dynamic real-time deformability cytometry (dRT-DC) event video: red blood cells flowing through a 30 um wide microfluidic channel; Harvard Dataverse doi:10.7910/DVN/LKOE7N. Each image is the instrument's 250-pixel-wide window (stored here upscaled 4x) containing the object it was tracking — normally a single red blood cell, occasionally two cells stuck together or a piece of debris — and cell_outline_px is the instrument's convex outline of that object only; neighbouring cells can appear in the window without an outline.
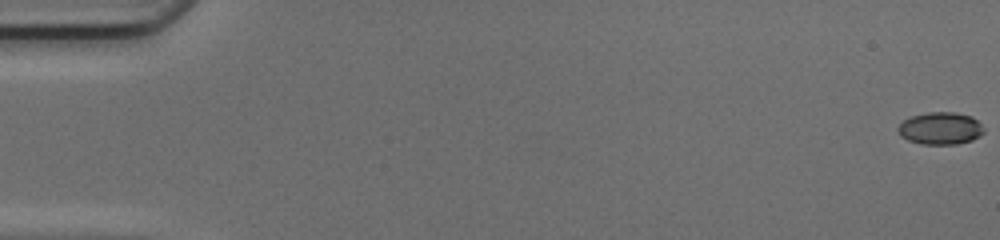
{"species": "common noctule bat (a hibernating species)", "species_latin": "Nyctalus noctula", "temperature_condition": "cold", "stored_images_in_passage": 51, "camera_frame_rate_fps": 3000, "um_per_image_px": 0.085, "animal": {"sex": "female", "body_mass_g": 17.0, "forearm_length_mm": 48.0}, "frame": {"image": 1, "passage_image": 1, "time_ms": 0.0, "image_size_px": [1000, 240], "cell_outline_px": [[984, 132], [980, 136], [972, 140], [956, 144], [924, 144], [908, 140], [900, 136], [896, 128], [904, 120], [912, 116], [928, 112], [956, 112], [972, 116], [980, 124]], "centroid_in_image_um": [79.92, 10.91], "position_along_channel_um": 5.1, "area_um2": 16.13}}
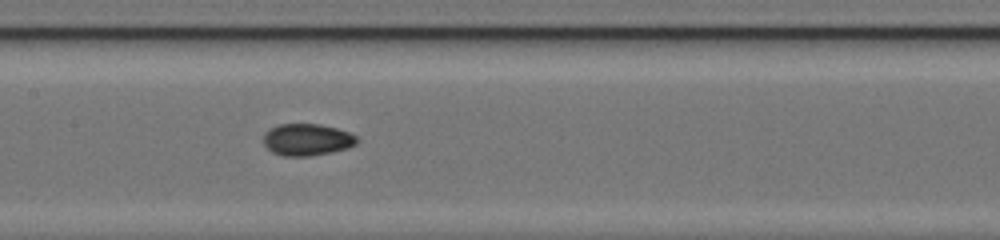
{"frame": {"image": 2, "passage_image": 26, "time_ms": 8.333, "image_size_px": [1000, 240], "cell_outline_px": [[360, 140], [356, 144], [348, 148], [332, 152], [308, 156], [284, 156], [272, 152], [264, 144], [264, 132], [268, 128], [280, 124], [320, 124], [336, 128], [348, 132], [356, 136]], "centroid_in_image_um": [26.1, 11.87], "position_along_channel_um": 181.3, "area_um2": 17.46}}
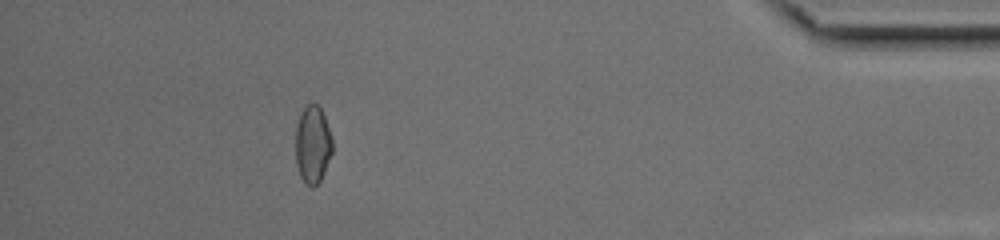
{"frame": {"image": 3, "passage_image": 46, "time_ms": 15.0, "image_size_px": [1000, 240], "cell_outline_px": [[332, 152], [320, 180], [312, 188], [304, 184], [300, 176], [296, 164], [296, 128], [300, 112], [308, 104], [316, 104], [320, 108], [324, 116], [332, 140]], "centroid_in_image_um": [26.55, 12.31], "position_along_channel_um": 408.6, "area_um2": 16.47}, "authors_computed_cell_mechanics": {"area_um2": 16.5886, "velocity_mm_per_s": 4.2187, "shape_relaxation_time_tau1_ms": null, "shape_relaxation_time_tau2_ms": 1.1891, "deformation_change_tau1": null, "deformation_change_tau2": 0.0403}}